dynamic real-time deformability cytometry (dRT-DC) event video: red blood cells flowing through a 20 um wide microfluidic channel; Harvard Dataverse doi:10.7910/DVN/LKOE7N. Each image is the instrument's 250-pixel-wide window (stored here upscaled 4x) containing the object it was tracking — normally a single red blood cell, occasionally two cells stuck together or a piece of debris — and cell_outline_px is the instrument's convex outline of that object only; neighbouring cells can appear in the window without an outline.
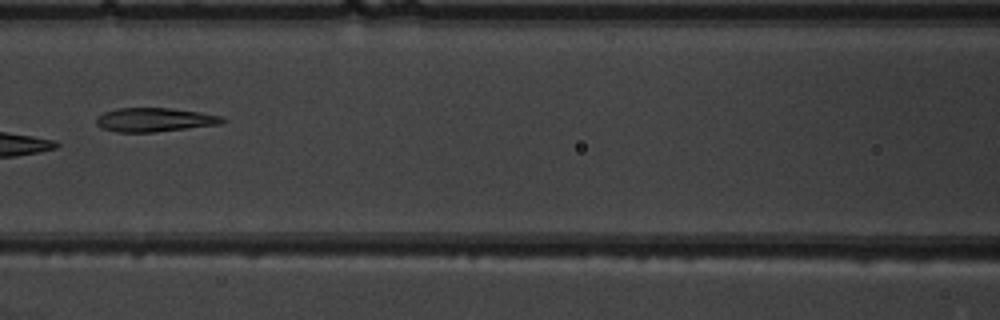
{"species": "common noctule bat (a hibernating species)", "species_latin": "Nyctalus noctula", "temperature_condition": "warm", "stored_images_in_passage": 8, "camera_frame_rate_fps": 3000, "um_per_image_px": 0.085, "animal": {"sex": "male", "body_mass_g": 19.5, "forearm_length_mm": 54.6}, "frame": {"image": 1, "passage_image": 7, "time_ms": 7.0, "image_size_px": [1000, 320], "cell_outline_px": [[228, 120], [220, 124], [156, 132], [116, 132], [100, 128], [96, 124], [96, 116], [104, 112], [116, 108], [168, 108], [200, 112], [220, 116]], "centroid_in_image_um": [13.1, 10.18], "position_along_channel_um": 153.5, "area_um2": 17.63}}
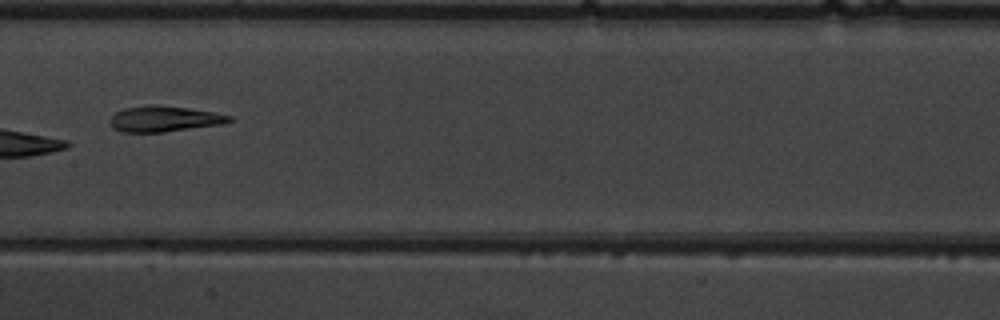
{"frame": {"image": 2, "passage_image": 8, "time_ms": 8.0, "image_size_px": [1000, 320], "cell_outline_px": [[232, 120], [224, 124], [164, 132], [120, 132], [112, 128], [108, 120], [116, 112], [124, 108], [156, 104], [188, 108], [212, 112], [232, 116]], "centroid_in_image_um": [13.93, 10.11], "position_along_channel_um": 193.5, "area_um2": 17.98}}